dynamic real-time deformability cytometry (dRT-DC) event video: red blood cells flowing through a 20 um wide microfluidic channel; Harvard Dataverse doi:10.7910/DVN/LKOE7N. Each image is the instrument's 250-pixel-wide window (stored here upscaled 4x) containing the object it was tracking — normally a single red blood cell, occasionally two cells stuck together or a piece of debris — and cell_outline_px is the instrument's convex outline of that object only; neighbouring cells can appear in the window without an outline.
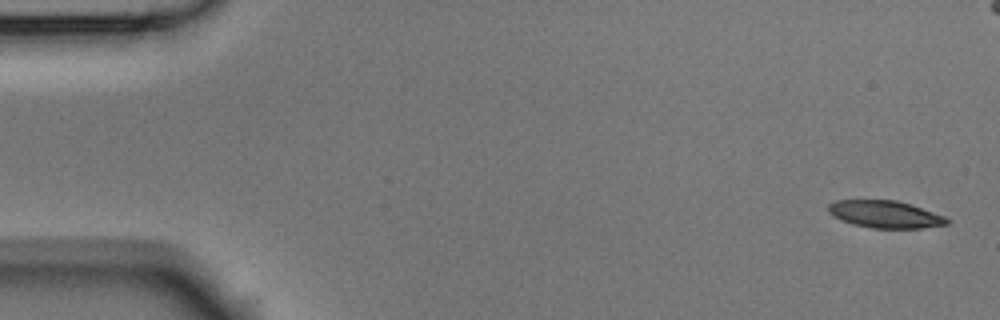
{"species": "Egyptian fruit bat (a non-hibernating species)", "species_latin": "Rousettus aegyptiacus", "temperature_condition": "room temperature", "stored_images_in_passage": 4, "camera_frame_rate_fps": 3000, "um_per_image_px": 0.085, "animal": {"sex": "male"}, "frame": {"image": 1, "passage_image": 1, "time_ms": 0.0, "image_size_px": [1000, 320], "cell_outline_px": [[948, 224], [924, 228], [872, 228], [852, 224], [832, 216], [828, 212], [828, 204], [836, 200], [896, 200], [944, 216], [948, 220]], "centroid_in_image_um": [75.18, 18.22], "position_along_channel_um": 9.8, "area_um2": 18.67}}